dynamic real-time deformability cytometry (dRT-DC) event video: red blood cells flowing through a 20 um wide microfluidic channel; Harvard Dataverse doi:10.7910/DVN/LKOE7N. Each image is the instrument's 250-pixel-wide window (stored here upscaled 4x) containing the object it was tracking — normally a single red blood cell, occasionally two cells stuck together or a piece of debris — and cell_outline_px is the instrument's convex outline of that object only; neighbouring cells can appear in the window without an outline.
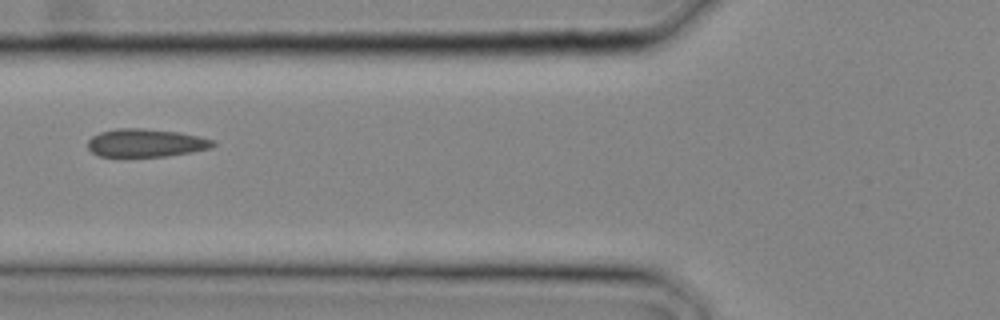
{"species": "common noctule bat (a hibernating species)", "species_latin": "Nyctalus noctula", "temperature_condition": "cold", "stored_images_in_passage": 4, "camera_frame_rate_fps": 3000, "um_per_image_px": 0.085, "animal": {"sex": "male", "body_mass_g": 20.4}, "frame": {"image": 1, "passage_image": 4, "time_ms": 1.0, "image_size_px": [1000, 320], "cell_outline_px": [[216, 144], [212, 148], [192, 152], [168, 156], [100, 156], [92, 152], [88, 148], [88, 140], [92, 136], [100, 132], [116, 128], [140, 128], [180, 132], [216, 140]], "centroid_in_image_um": [12.43, 12.14], "position_along_channel_um": 113.4, "area_um2": 20.58}}